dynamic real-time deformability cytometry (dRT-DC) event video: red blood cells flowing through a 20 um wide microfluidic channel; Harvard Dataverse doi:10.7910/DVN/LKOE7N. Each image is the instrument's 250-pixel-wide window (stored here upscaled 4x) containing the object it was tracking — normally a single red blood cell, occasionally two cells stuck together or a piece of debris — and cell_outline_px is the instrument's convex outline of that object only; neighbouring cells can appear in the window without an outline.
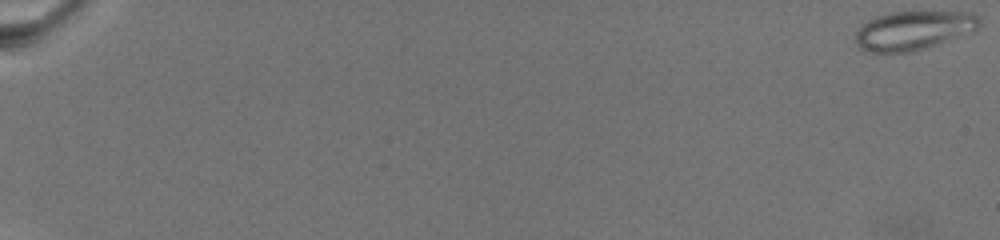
{"species": "common noctule bat (a hibernating species)", "species_latin": "Nyctalus noctula", "temperature_condition": "warm", "stored_images_in_passage": 73, "camera_frame_rate_fps": 3000, "um_per_image_px": 0.085, "animal": {"sex": "female", "body_mass_g": 19.5, "forearm_length_mm": 54.1}, "frame": {"image": 1, "passage_image": 1, "time_ms": 0.0, "image_size_px": [1000, 240], "cell_outline_px": [[980, 24], [976, 28], [924, 48], [912, 52], [868, 52], [860, 48], [856, 44], [856, 32], [868, 20], [876, 16], [892, 12], [972, 12], [980, 16]], "centroid_in_image_um": [77.59, 2.57], "position_along_channel_um": 7.4, "area_um2": 27.46}}
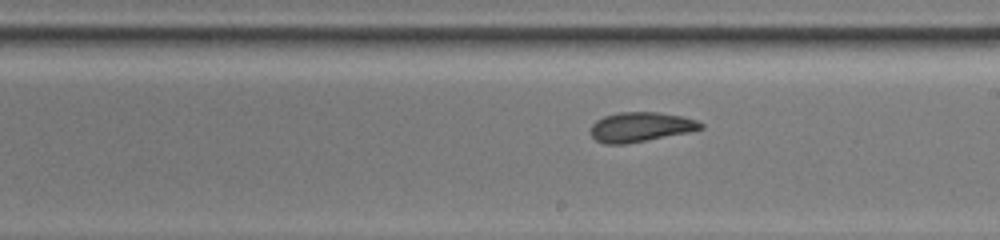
{"frame": {"image": 2, "passage_image": 46, "time_ms": 15.0, "image_size_px": [1000, 240], "cell_outline_px": [[704, 128], [688, 132], [648, 140], [624, 144], [604, 144], [596, 140], [588, 132], [592, 124], [596, 120], [604, 116], [620, 112], [660, 112], [684, 116], [696, 120], [704, 124]], "centroid_in_image_um": [54.44, 10.79], "position_along_channel_um": 234.6, "area_um2": 19.19}}
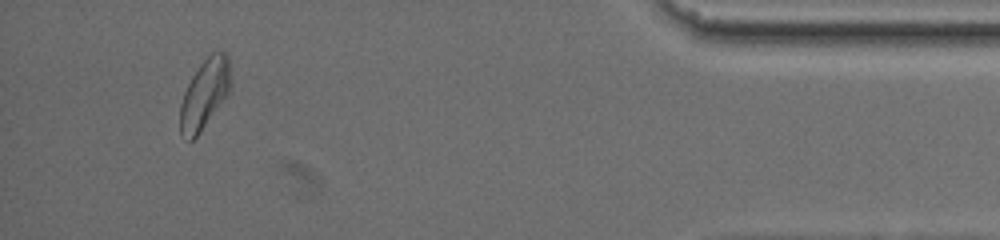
{"frame": {"image": 3, "passage_image": 69, "time_ms": 22.667, "image_size_px": [1000, 240], "cell_outline_px": [[232, 84], [228, 92], [200, 132], [192, 140], [188, 140], [180, 136], [180, 104], [184, 92], [192, 76], [200, 64], [212, 52], [224, 52], [228, 56]], "centroid_in_image_um": [17.38, 7.98], "position_along_channel_um": 417.8, "area_um2": 20.23}, "authors_computed_cell_mechanics": {"area_um2": 20.9236, "velocity_mm_per_s": 3.0731, "shape_relaxation_time_tau1_ms": null, "shape_relaxation_time_tau2_ms": 2.4028, "deformation_change_tau1": null, "deformation_change_tau2": 0.0679}}